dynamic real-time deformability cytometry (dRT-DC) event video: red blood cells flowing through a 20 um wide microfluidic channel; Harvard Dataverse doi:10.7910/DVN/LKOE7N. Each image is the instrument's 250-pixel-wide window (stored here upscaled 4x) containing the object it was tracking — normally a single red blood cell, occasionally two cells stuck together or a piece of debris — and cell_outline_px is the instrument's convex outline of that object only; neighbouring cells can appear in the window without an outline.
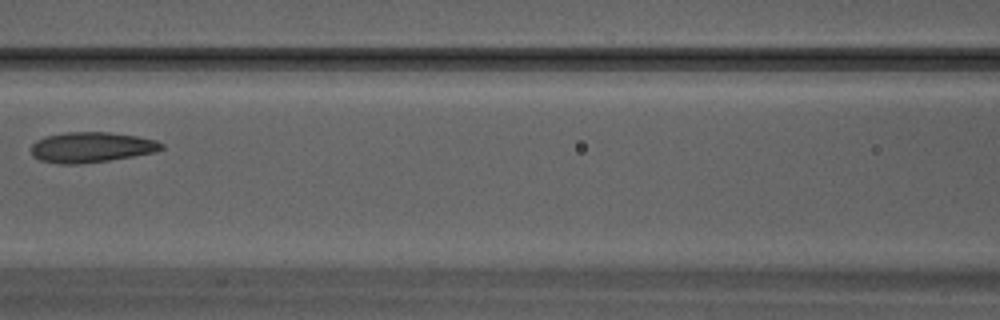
{"species": "Egyptian fruit bat (a non-hibernating species)", "species_latin": "Rousettus aegyptiacus", "temperature_condition": "warm", "stored_images_in_passage": 12, "camera_frame_rate_fps": 3000, "um_per_image_px": 0.085, "animal": {"sex": "male"}, "frame": {"image": 1, "passage_image": 9, "time_ms": 2.667, "image_size_px": [1000, 320], "cell_outline_px": [[164, 148], [156, 152], [108, 160], [76, 164], [60, 164], [40, 160], [32, 156], [32, 144], [36, 140], [44, 136], [64, 132], [108, 132], [136, 136], [156, 140], [164, 144]], "centroid_in_image_um": [7.75, 12.51], "position_along_channel_um": 158.8, "area_um2": 23.06}}